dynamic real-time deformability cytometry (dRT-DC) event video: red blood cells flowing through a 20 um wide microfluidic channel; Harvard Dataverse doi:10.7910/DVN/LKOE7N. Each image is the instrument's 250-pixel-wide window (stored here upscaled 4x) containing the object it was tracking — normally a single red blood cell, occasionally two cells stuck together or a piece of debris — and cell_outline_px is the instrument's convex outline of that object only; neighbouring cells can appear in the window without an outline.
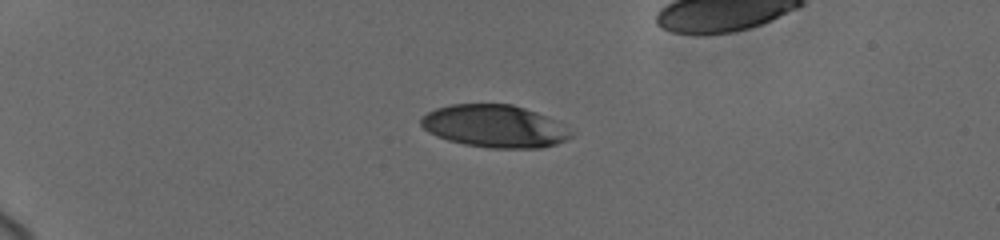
{"species": "human", "species_latin": "Homo sapiens", "temperature_condition": "cold", "stored_images_in_passage": 34, "camera_frame_rate_fps": 3000, "um_per_image_px": 0.085, "donor": {"sex": "female"}, "frame": {"image": 1, "passage_image": 1, "time_ms": 0.0, "image_size_px": [1000, 240], "cell_outline_px": [[572, 136], [556, 144], [540, 148], [488, 148], [464, 144], [448, 140], [436, 136], [428, 132], [420, 124], [420, 120], [428, 112], [436, 108], [452, 104], [512, 104], [548, 116]], "centroid_in_image_um": [41.96, 10.73], "position_along_channel_um": 43.0, "area_um2": 36.65}}
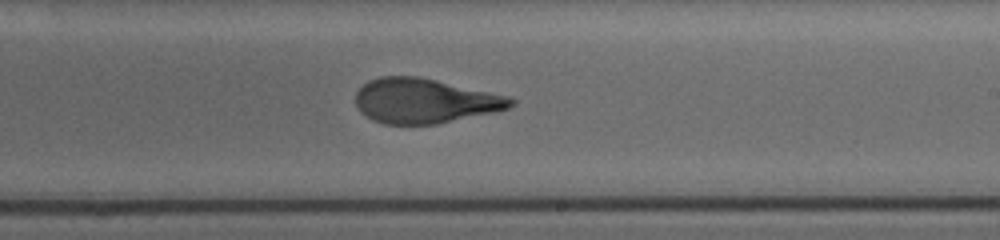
{"frame": {"image": 2, "passage_image": 20, "time_ms": 7.333, "image_size_px": [1000, 240], "cell_outline_px": [[516, 104], [508, 108], [492, 112], [436, 124], [384, 124], [372, 120], [360, 112], [356, 104], [356, 92], [368, 80], [380, 76], [416, 76], [436, 80], [512, 96], [516, 100]], "centroid_in_image_um": [36.1, 8.56], "position_along_channel_um": 252.9, "area_um2": 40.52}}
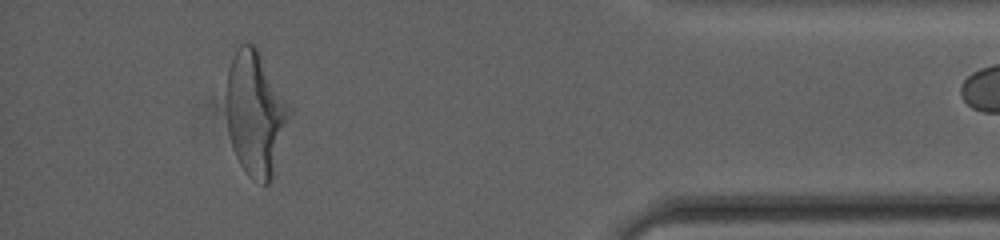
{"frame": {"image": 3, "passage_image": 33, "time_ms": 12.667, "image_size_px": [1000, 240], "cell_outline_px": [[292, 112], [272, 176], [268, 184], [264, 184], [252, 180], [248, 176], [240, 164], [236, 156], [228, 132], [228, 68], [232, 56], [236, 48], [240, 44], [252, 44], [256, 48], [292, 108]], "centroid_in_image_um": [21.73, 9.66], "position_along_channel_um": 413.5, "area_um2": 44.97}, "authors_computed_cell_mechanics": {"area_um2": 40.9513, "velocity_mm_per_s": 3.6989, "shape_relaxation_time_tau1_ms": 6.5935, "shape_relaxation_time_tau2_ms": 0.8804, "deformation_change_tau1": 0.2153, "deformation_change_tau2": 0.0873}}